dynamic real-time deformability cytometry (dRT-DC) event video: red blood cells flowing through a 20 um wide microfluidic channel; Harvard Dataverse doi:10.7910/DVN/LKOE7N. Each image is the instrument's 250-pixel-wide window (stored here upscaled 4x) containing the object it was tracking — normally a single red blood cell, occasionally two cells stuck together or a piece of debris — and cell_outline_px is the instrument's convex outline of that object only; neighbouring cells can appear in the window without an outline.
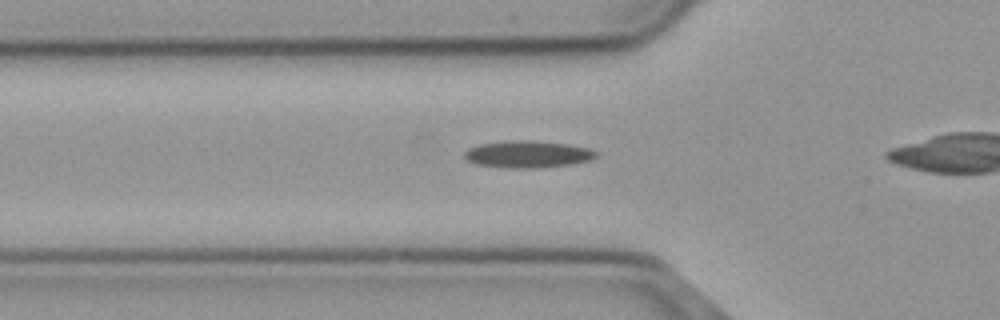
{"species": "common noctule bat (a hibernating species)", "species_latin": "Nyctalus noctula", "temperature_condition": "cold", "stored_images_in_passage": 33, "camera_frame_rate_fps": 3000, "um_per_image_px": 0.085, "animal": {"sex": "male", "body_mass_g": 23.1, "forearm_length_mm": 52.7}, "frame": {"image": 1, "passage_image": 7, "time_ms": 2.0, "image_size_px": [1000, 320], "cell_outline_px": [[596, 156], [592, 160], [572, 164], [540, 168], [504, 168], [476, 164], [468, 160], [464, 156], [464, 152], [468, 148], [484, 144], [516, 140], [532, 140], [564, 144], [588, 148], [596, 152]], "centroid_in_image_um": [44.86, 13.13], "position_along_channel_um": 80.9, "area_um2": 20.52}}
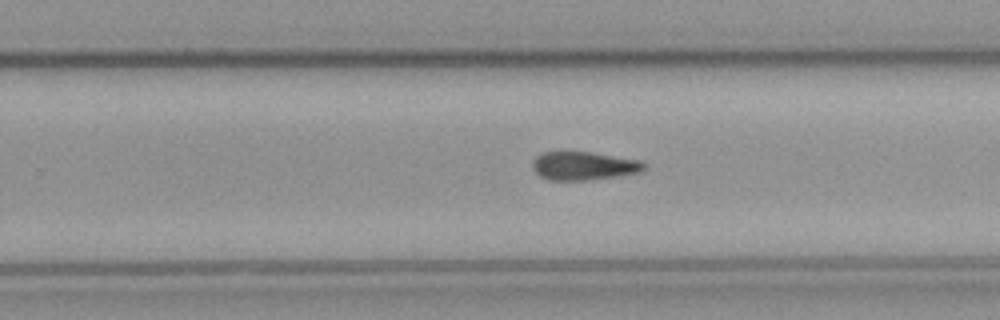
{"frame": {"image": 2, "passage_image": 23, "time_ms": 7.333, "image_size_px": [1000, 320], "cell_outline_px": [[648, 168], [640, 172], [620, 176], [592, 180], [548, 180], [540, 176], [532, 168], [532, 160], [536, 156], [544, 152], [592, 152], [640, 160], [648, 164]], "centroid_in_image_um": [49.66, 14.1], "position_along_channel_um": 280.1, "area_um2": 18.79}}
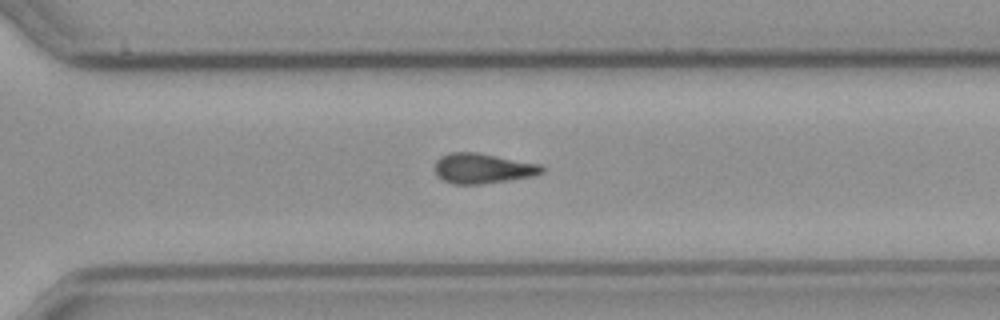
{"frame": {"image": 3, "passage_image": 27, "time_ms": 8.667, "image_size_px": [1000, 320], "cell_outline_px": [[544, 172], [532, 176], [508, 180], [480, 184], [452, 184], [436, 176], [436, 160], [440, 156], [452, 152], [476, 152], [540, 164], [544, 168]], "centroid_in_image_um": [41.02, 14.31], "position_along_channel_um": 329.6, "area_um2": 18.67}}